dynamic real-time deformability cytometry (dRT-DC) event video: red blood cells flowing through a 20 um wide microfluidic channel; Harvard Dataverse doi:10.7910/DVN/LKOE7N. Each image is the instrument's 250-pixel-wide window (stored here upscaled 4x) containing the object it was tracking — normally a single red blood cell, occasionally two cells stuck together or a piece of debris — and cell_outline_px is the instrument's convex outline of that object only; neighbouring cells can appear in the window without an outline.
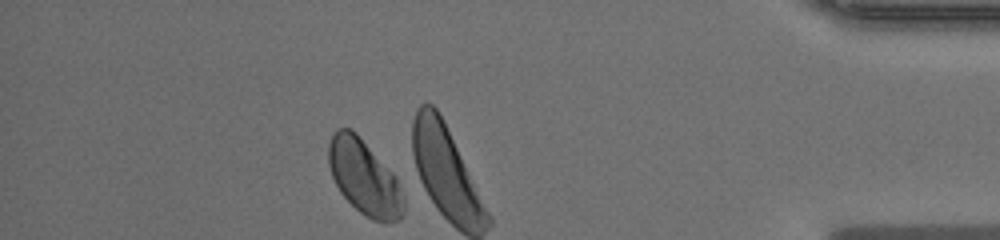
{"species": "human", "species_latin": "Homo sapiens", "temperature_condition": "warm", "stored_images_in_passage": 33, "segment_of_instrument_passage": [2, 2], "camera_frame_rate_fps": 3000, "um_per_image_px": 0.085, "donor": {"sex": "male"}, "frame": {"image": 1, "passage_image": 33, "time_ms": 10.667, "image_size_px": [1000, 240], "cell_outline_px": [[404, 216], [400, 220], [384, 224], [372, 220], [360, 212], [340, 192], [332, 176], [328, 164], [328, 144], [336, 128], [352, 128], [360, 136], [396, 176], [404, 196]], "centroid_in_image_um": [30.99, 15.1], "position_along_channel_um": 404.2, "area_um2": 33.06}}